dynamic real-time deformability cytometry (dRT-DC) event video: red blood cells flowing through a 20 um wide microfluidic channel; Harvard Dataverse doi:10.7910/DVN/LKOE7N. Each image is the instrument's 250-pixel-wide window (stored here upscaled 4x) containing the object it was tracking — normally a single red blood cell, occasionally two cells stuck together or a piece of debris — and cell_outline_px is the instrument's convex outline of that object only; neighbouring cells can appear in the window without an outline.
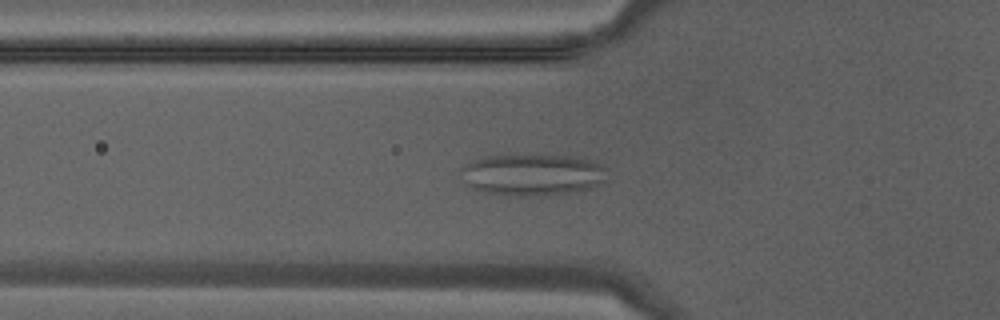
{"species": "Egyptian fruit bat (a non-hibernating species)", "species_latin": "Rousettus aegyptiacus", "temperature_condition": "warm", "stored_images_in_passage": 21, "camera_frame_rate_fps": 3000, "um_per_image_px": 0.085, "animal": {"sex": "male"}, "frame": {"image": 1, "passage_image": 4, "time_ms": 1.0, "image_size_px": [1000, 320], "cell_outline_px": [[604, 184], [588, 188], [568, 192], [536, 196], [508, 196], [484, 192], [468, 188], [464, 184], [460, 168], [464, 164], [484, 156], [580, 156], [604, 164]], "centroid_in_image_um": [45.21, 14.86], "position_along_channel_um": 80.6, "area_um2": 35.66}}